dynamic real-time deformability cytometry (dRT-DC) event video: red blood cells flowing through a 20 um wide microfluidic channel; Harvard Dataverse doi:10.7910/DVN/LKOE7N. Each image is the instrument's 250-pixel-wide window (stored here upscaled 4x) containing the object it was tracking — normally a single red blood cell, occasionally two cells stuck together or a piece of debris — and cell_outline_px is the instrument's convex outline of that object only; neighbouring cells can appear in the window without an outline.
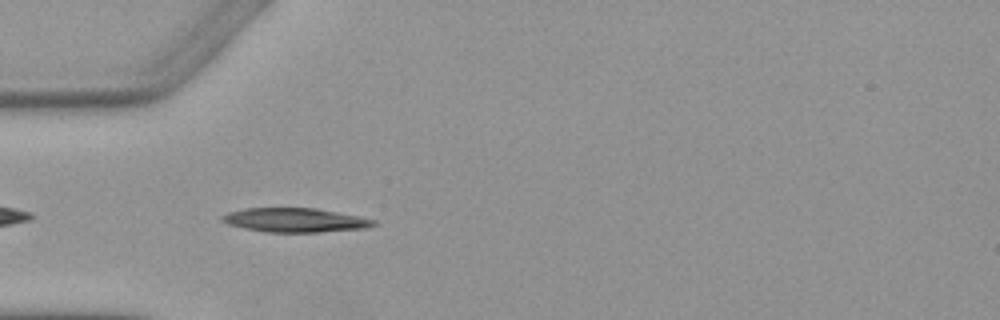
{"species": "Egyptian fruit bat (a non-hibernating species)", "species_latin": "Rousettus aegyptiacus", "temperature_condition": "warm", "stored_images_in_passage": 5, "camera_frame_rate_fps": 3000, "um_per_image_px": 0.085, "animal": {"sex": "female"}, "frame": {"image": 1, "passage_image": 4, "time_ms": 3.667, "image_size_px": [1000, 320], "cell_outline_px": [[380, 224], [368, 228], [316, 232], [264, 232], [244, 228], [228, 224], [220, 220], [220, 216], [228, 212], [244, 208], [316, 208], [360, 216], [376, 220]], "centroid_in_image_um": [25.1, 18.71], "position_along_channel_um": 59.9, "area_um2": 21.5}}
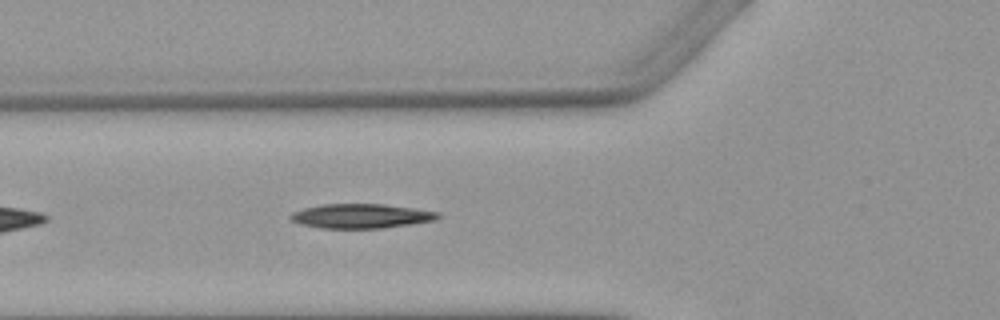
{"frame": {"image": 2, "passage_image": 5, "time_ms": 4.667, "image_size_px": [1000, 320], "cell_outline_px": [[440, 216], [436, 220], [384, 228], [320, 228], [300, 224], [292, 220], [288, 216], [292, 212], [304, 208], [324, 204], [384, 204], [440, 212]], "centroid_in_image_um": [30.68, 18.36], "position_along_channel_um": 95.1, "area_um2": 20.92}}